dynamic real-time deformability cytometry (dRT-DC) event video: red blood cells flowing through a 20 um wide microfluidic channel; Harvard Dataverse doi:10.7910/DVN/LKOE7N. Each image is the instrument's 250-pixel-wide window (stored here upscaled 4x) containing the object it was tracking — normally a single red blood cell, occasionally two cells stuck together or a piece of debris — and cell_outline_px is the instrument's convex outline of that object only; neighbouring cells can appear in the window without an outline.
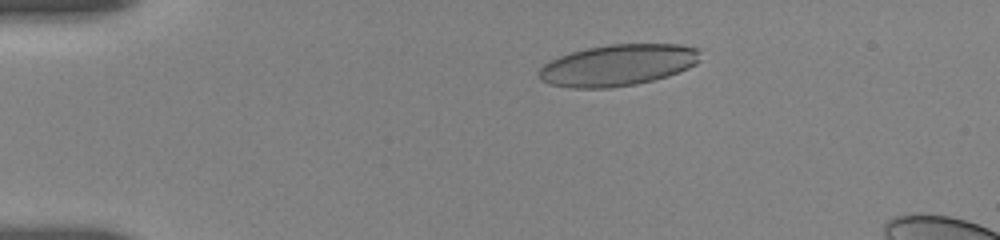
{"species": "human", "species_latin": "Homo sapiens", "temperature_condition": "room temperature", "stored_images_in_passage": 3, "camera_frame_rate_fps": 3000, "um_per_image_px": 0.085, "donor": {"sex": "female"}, "frame": {"image": 1, "passage_image": 1, "time_ms": 0.0, "image_size_px": [1000, 240], "cell_outline_px": [[700, 60], [696, 64], [688, 68], [668, 76], [636, 84], [608, 88], [572, 88], [548, 84], [540, 80], [540, 68], [544, 64], [560, 56], [572, 52], [588, 48], [608, 44], [680, 44], [700, 48]], "centroid_in_image_um": [52.56, 5.53], "position_along_channel_um": 32.4, "area_um2": 38.96}}